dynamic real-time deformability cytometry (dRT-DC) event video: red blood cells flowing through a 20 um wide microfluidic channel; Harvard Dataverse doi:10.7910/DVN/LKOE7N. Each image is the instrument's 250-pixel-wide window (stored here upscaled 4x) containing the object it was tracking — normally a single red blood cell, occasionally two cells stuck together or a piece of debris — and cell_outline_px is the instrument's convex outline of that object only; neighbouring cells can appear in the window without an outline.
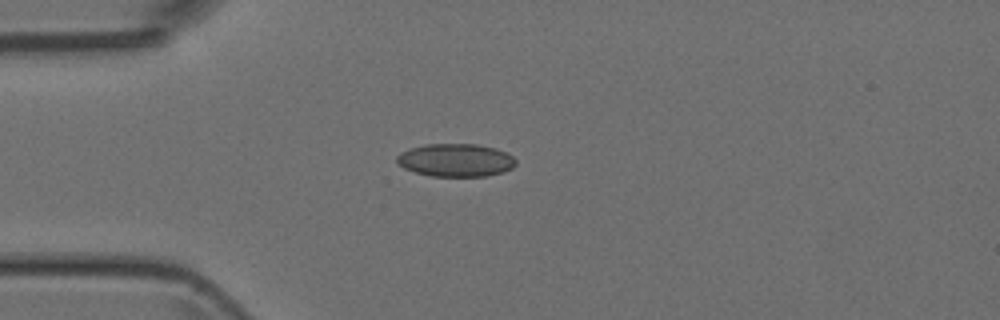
{"species": "Egyptian fruit bat (a non-hibernating species)", "species_latin": "Rousettus aegyptiacus", "temperature_condition": "room temperature", "stored_images_in_passage": 6, "camera_frame_rate_fps": 3000, "um_per_image_px": 0.085, "animal": {"sex": "female"}, "frame": {"image": 1, "passage_image": 4, "time_ms": 3.333, "image_size_px": [1000, 320], "cell_outline_px": [[516, 164], [512, 168], [504, 172], [484, 176], [432, 176], [416, 172], [404, 168], [396, 160], [396, 156], [400, 152], [412, 148], [428, 144], [476, 144], [496, 148], [512, 156], [516, 160]], "centroid_in_image_um": [38.75, 13.61], "position_along_channel_um": 46.2, "area_um2": 22.72}}
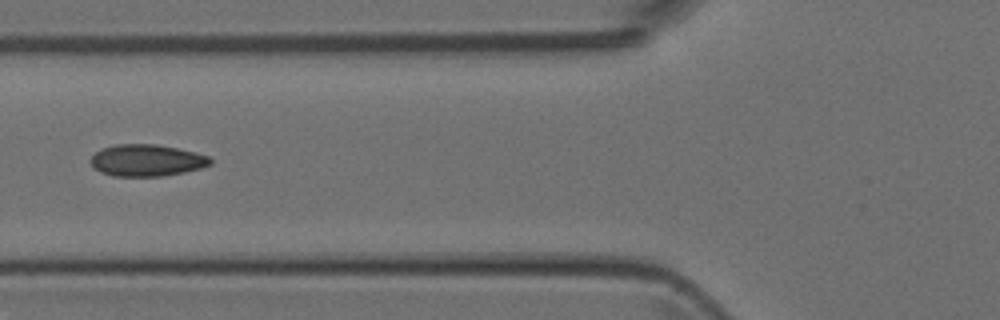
{"frame": {"image": 2, "passage_image": 6, "time_ms": 5.333, "image_size_px": [1000, 320], "cell_outline_px": [[212, 164], [200, 168], [184, 172], [164, 176], [112, 176], [100, 172], [92, 168], [88, 160], [96, 152], [104, 148], [116, 144], [156, 144], [196, 152], [208, 156], [212, 160]], "centroid_in_image_um": [12.44, 13.64], "position_along_channel_um": 113.4, "area_um2": 22.31}}